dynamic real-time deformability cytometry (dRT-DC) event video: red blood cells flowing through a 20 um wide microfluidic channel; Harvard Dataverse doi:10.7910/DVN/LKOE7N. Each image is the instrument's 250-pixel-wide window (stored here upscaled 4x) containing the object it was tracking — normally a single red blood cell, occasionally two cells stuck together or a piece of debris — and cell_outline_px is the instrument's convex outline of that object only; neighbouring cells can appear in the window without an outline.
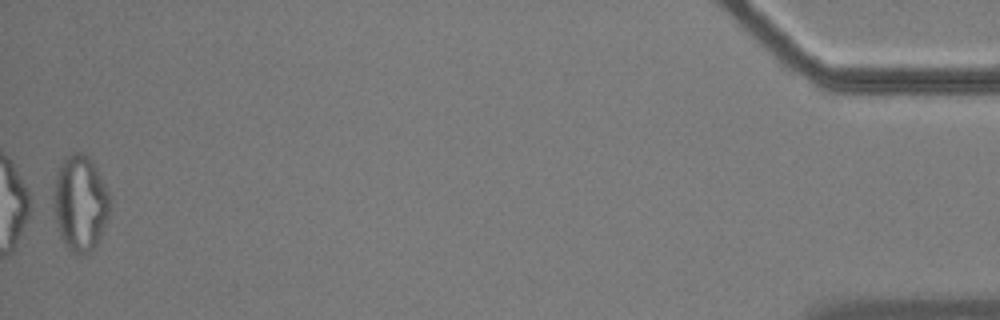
{"species": "common noctule bat (a hibernating species)", "species_latin": "Nyctalus noctula", "temperature_condition": "cold", "stored_images_in_passage": 57, "segment_of_instrument_passage": [2, 2], "camera_frame_rate_fps": 3000, "um_per_image_px": 0.085, "animal": {"sex": "male", "body_mass_g": 17.9}, "frame": {"image": 1, "passage_image": 57, "time_ms": 18.667, "image_size_px": [1000, 320], "cell_outline_px": [[108, 216], [100, 236], [96, 244], [88, 252], [76, 256], [64, 244], [60, 236], [52, 204], [52, 196], [56, 172], [64, 156], [72, 152], [80, 152], [88, 156], [92, 160], [108, 192]], "centroid_in_image_um": [6.76, 17.24], "position_along_channel_um": 428.4, "area_um2": 31.39}}